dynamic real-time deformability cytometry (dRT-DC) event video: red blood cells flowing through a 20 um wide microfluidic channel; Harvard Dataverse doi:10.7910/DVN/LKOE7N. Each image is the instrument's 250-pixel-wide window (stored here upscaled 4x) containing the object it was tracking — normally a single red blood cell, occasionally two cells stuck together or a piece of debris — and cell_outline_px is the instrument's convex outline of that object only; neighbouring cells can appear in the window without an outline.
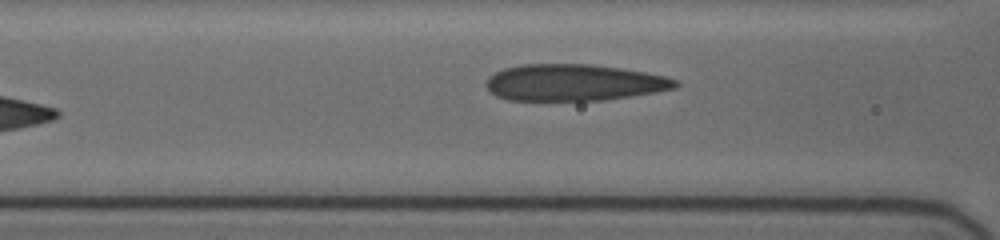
{"species": "human", "species_latin": "Homo sapiens", "temperature_condition": "cold", "stored_images_in_passage": 15, "camera_frame_rate_fps": 3000, "um_per_image_px": 0.085, "donor": {"sex": "female"}, "frame": {"image": 1, "passage_image": 15, "time_ms": 6.333, "image_size_px": [1000, 240], "cell_outline_px": [[680, 84], [676, 88], [656, 92], [632, 96], [604, 100], [508, 100], [496, 96], [484, 84], [488, 76], [504, 68], [524, 64], [588, 64], [620, 68], [644, 72], [664, 76], [676, 80]], "centroid_in_image_um": [48.77, 7.02], "position_along_channel_um": 117.8, "area_um2": 40.29}}